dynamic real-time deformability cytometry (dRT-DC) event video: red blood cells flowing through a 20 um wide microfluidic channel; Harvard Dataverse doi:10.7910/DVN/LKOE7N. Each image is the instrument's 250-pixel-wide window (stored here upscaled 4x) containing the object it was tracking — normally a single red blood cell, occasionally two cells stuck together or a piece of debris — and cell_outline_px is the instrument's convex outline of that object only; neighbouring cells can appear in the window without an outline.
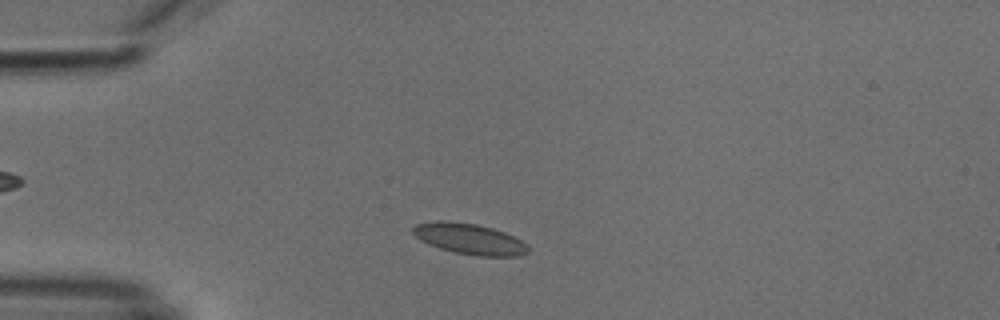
{"species": "common noctule bat (a hibernating species)", "species_latin": "Nyctalus noctula", "temperature_condition": "cold", "stored_images_in_passage": 46, "camera_frame_rate_fps": 3000, "um_per_image_px": 0.085, "animal": {"sex": "male", "body_mass_g": 18.8}, "frame": {"image": 1, "passage_image": 6, "time_ms": 1.667, "image_size_px": [1000, 320], "cell_outline_px": [[528, 252], [520, 256], [476, 256], [456, 252], [440, 248], [428, 244], [420, 240], [412, 232], [412, 228], [416, 224], [436, 220], [448, 220], [476, 224], [492, 228], [504, 232], [528, 244]], "centroid_in_image_um": [39.89, 20.3], "position_along_channel_um": 45.1, "area_um2": 20.69}}
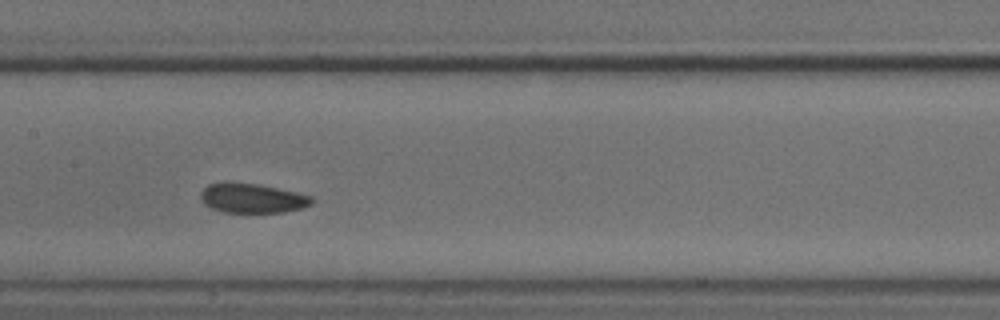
{"frame": {"image": 2, "passage_image": 19, "time_ms": 6.0, "image_size_px": [1000, 320], "cell_outline_px": [[312, 204], [300, 208], [284, 212], [224, 212], [212, 208], [204, 204], [200, 200], [200, 192], [208, 184], [224, 180], [228, 180], [256, 184], [296, 192], [312, 196]], "centroid_in_image_um": [21.36, 16.82], "position_along_channel_um": 186.0, "area_um2": 19.31}}
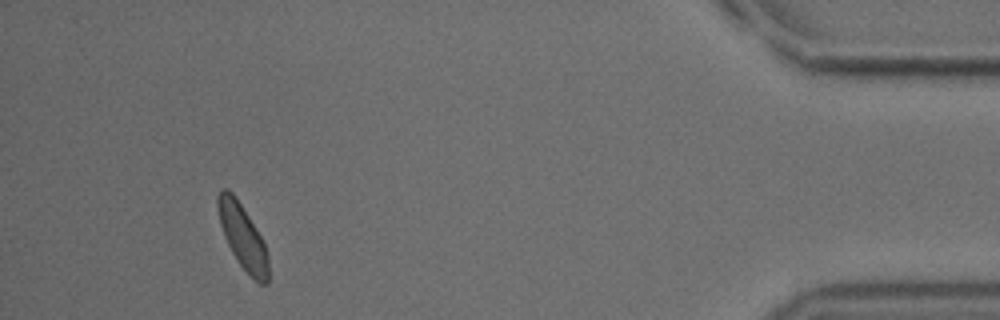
{"frame": {"image": 3, "passage_image": 42, "time_ms": 13.667, "image_size_px": [1000, 320], "cell_outline_px": [[268, 284], [260, 284], [240, 264], [232, 252], [224, 236], [220, 224], [216, 204], [216, 196], [224, 188], [228, 188], [232, 192], [248, 216], [260, 236], [264, 244], [268, 256]], "centroid_in_image_um": [20.6, 20.09], "position_along_channel_um": 414.6, "area_um2": 18.5}, "authors_computed_cell_mechanics": {"area_um2": 19.6231, "velocity_mm_per_s": 3.7701, "shape_relaxation_time_tau1_ms": 4.8139, "shape_relaxation_time_tau2_ms": 2.5683, "deformation_change_tau1": 0.0748, "deformation_change_tau2": 0.0539}}